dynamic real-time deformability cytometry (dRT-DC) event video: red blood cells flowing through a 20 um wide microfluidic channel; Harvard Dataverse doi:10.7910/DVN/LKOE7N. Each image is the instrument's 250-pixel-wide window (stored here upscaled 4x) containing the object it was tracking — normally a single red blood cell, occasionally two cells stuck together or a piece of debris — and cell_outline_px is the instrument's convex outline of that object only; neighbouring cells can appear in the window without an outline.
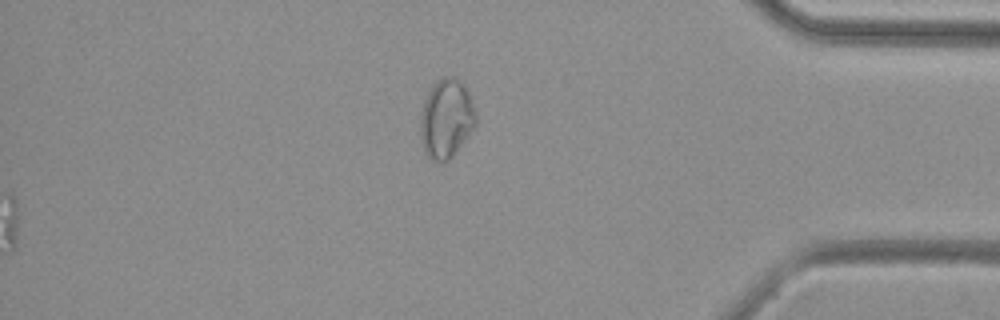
{"species": "common noctule bat (a hibernating species)", "species_latin": "Nyctalus noctula", "temperature_condition": "cold", "stored_images_in_passage": 44, "camera_frame_rate_fps": 3000, "um_per_image_px": 0.085, "animal": {"sex": "female", "body_mass_g": 29.2, "forearm_length_mm": 56.3}, "frame": {"image": 1, "passage_image": 44, "time_ms": 14.333, "image_size_px": [1000, 320], "cell_outline_px": [[476, 124], [452, 156], [444, 164], [428, 160], [424, 152], [420, 136], [420, 116], [424, 100], [432, 84], [440, 76], [456, 76], [468, 88], [476, 112]], "centroid_in_image_um": [37.92, 10.06], "position_along_channel_um": 397.3, "area_um2": 26.18}}